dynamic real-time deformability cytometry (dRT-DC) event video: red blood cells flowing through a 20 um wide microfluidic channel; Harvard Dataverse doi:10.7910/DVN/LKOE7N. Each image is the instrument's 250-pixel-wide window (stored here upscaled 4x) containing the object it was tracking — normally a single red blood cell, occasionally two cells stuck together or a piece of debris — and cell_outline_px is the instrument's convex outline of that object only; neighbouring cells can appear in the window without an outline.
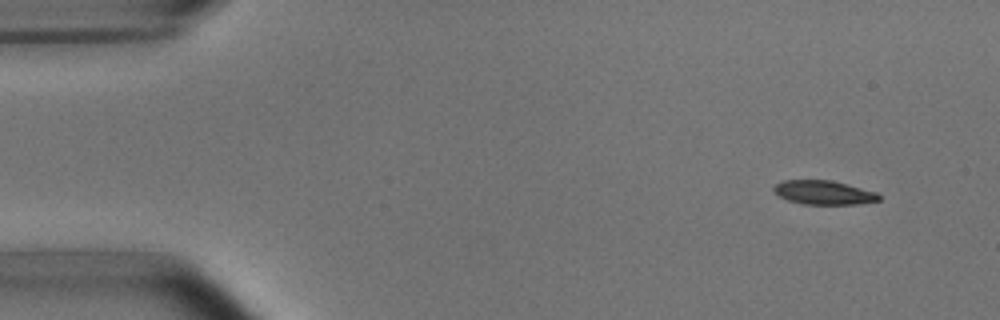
{"species": "common noctule bat (a hibernating species)", "species_latin": "Nyctalus noctula", "temperature_condition": "room temperature", "stored_images_in_passage": 4, "camera_frame_rate_fps": 3000, "um_per_image_px": 0.085, "animal": {"sex": "male", "body_mass_g": 15.6}, "frame": {"image": 1, "passage_image": 2, "time_ms": 1.0, "image_size_px": [1000, 320], "cell_outline_px": [[880, 200], [856, 204], [804, 204], [788, 200], [772, 192], [772, 188], [776, 184], [784, 180], [832, 180], [876, 192], [880, 196]], "centroid_in_image_um": [69.99, 16.36], "position_along_channel_um": 15.0, "area_um2": 14.62}}
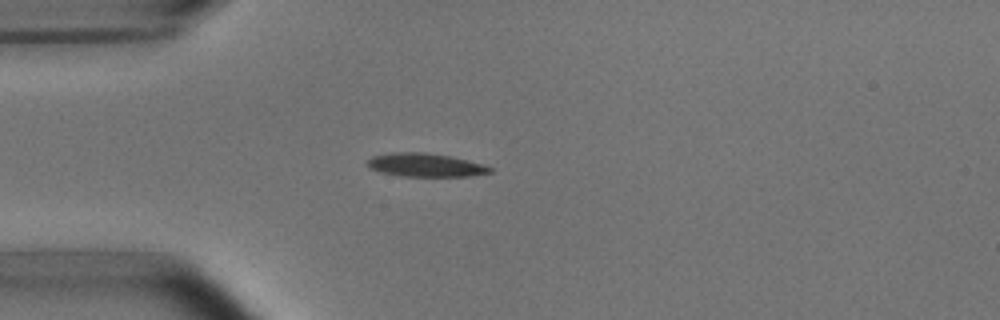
{"frame": {"image": 2, "passage_image": 4, "time_ms": 4.333, "image_size_px": [1000, 320], "cell_outline_px": [[492, 172], [472, 176], [400, 176], [380, 172], [368, 168], [368, 160], [372, 156], [396, 152], [424, 152], [448, 156], [484, 164], [492, 168]], "centroid_in_image_um": [36.15, 14.03], "position_along_channel_um": 48.8, "area_um2": 16.65}}